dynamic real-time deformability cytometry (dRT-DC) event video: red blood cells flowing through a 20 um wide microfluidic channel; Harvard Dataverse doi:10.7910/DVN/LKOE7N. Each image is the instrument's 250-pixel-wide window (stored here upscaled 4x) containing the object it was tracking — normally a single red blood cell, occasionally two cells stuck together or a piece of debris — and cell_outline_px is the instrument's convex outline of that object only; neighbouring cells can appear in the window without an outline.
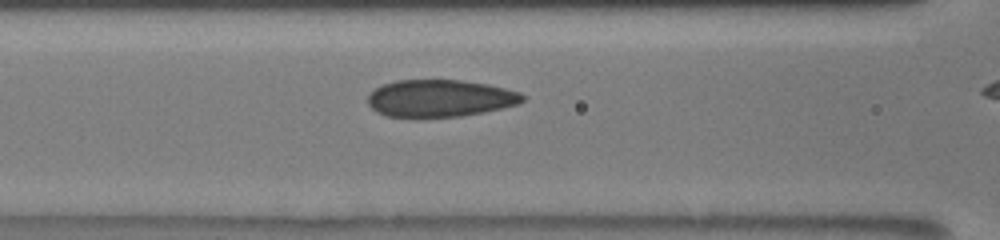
{"species": "human", "species_latin": "Homo sapiens", "temperature_condition": "room temperature", "stored_images_in_passage": 30, "camera_frame_rate_fps": 3000, "um_per_image_px": 0.085, "donor": {"sex": "male"}, "frame": {"image": 1, "passage_image": 6, "time_ms": 3.0, "image_size_px": [1000, 240], "cell_outline_px": [[524, 100], [516, 104], [500, 108], [460, 116], [384, 116], [376, 112], [368, 104], [368, 96], [376, 88], [384, 84], [396, 80], [460, 80], [488, 84], [520, 92], [524, 96]], "centroid_in_image_um": [37.37, 8.34], "position_along_channel_um": 129.2, "area_um2": 33.0}}
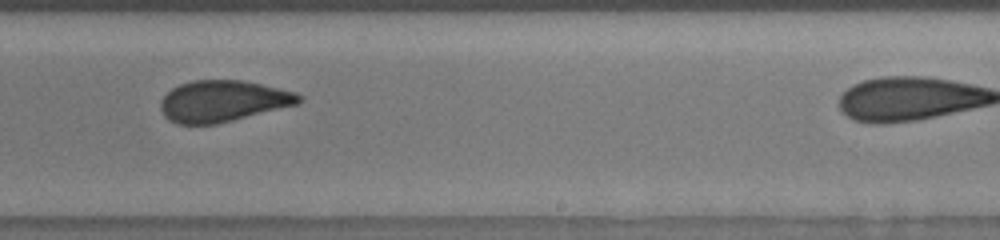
{"frame": {"image": 2, "passage_image": 13, "time_ms": 6.667, "image_size_px": [1000, 240], "cell_outline_px": [[300, 100], [296, 104], [216, 124], [176, 124], [168, 120], [164, 116], [160, 108], [160, 100], [172, 88], [180, 84], [192, 80], [240, 80], [260, 84], [296, 92], [300, 96]], "centroid_in_image_um": [18.87, 8.59], "position_along_channel_um": 270.1, "area_um2": 32.95}}
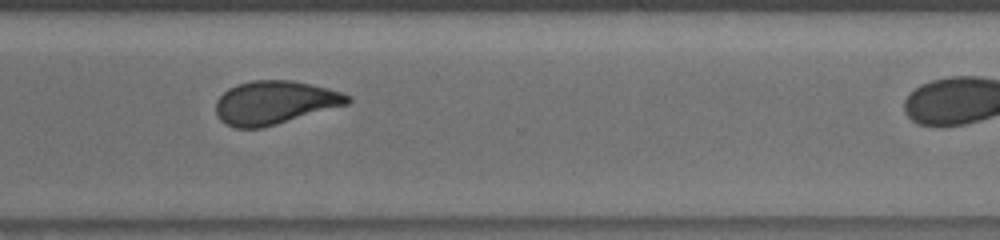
{"frame": {"image": 3, "passage_image": 21, "time_ms": 8.667, "image_size_px": [1000, 240], "cell_outline_px": [[352, 100], [348, 104], [264, 128], [236, 128], [220, 120], [216, 112], [216, 100], [228, 88], [236, 84], [252, 80], [292, 80], [312, 84], [328, 88], [352, 96]], "centroid_in_image_um": [23.36, 8.71], "position_along_channel_um": 347.2, "area_um2": 33.47}}